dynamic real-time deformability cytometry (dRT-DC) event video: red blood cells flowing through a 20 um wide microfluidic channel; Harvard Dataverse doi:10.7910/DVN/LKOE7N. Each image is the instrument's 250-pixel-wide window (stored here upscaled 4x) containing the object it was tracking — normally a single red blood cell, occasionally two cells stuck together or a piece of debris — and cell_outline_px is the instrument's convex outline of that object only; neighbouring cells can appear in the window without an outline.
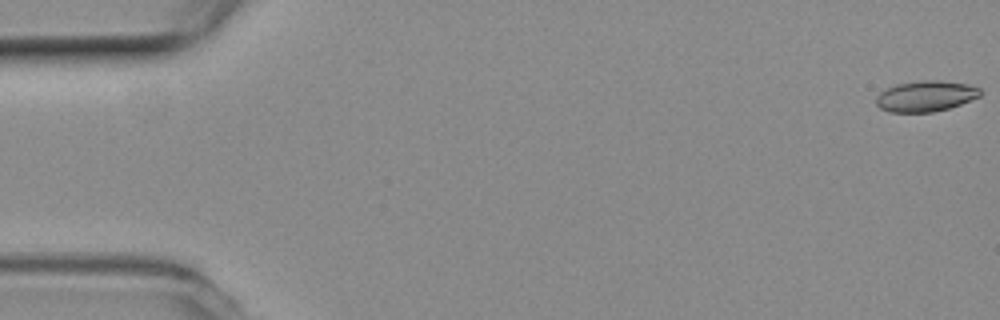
{"species": "common noctule bat (a hibernating species)", "species_latin": "Nyctalus noctula", "temperature_condition": "room temperature", "stored_images_in_passage": 10, "camera_frame_rate_fps": 3000, "um_per_image_px": 0.085, "animal": {"sex": "female", "body_mass_g": 19.3, "forearm_length_mm": 54.1}, "frame": {"image": 1, "passage_image": 1, "time_ms": 0.0, "image_size_px": [1000, 320], "cell_outline_px": [[980, 96], [960, 104], [948, 108], [932, 112], [888, 112], [880, 108], [876, 104], [876, 96], [880, 92], [896, 84], [924, 80], [940, 80], [968, 84], [980, 88]], "centroid_in_image_um": [78.66, 8.17], "position_along_channel_um": 6.3, "area_um2": 18.61}}